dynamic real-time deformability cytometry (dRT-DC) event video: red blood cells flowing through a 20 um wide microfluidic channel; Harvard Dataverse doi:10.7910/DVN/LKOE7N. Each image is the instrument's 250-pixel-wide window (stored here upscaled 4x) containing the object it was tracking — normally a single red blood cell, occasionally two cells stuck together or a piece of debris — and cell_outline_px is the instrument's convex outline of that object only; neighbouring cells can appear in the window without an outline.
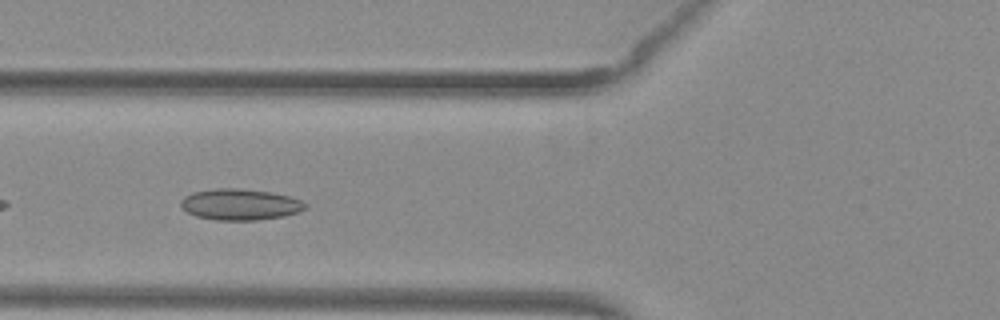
{"species": "common noctule bat (a hibernating species)", "species_latin": "Nyctalus noctula", "temperature_condition": "warm", "stored_images_in_passage": 40, "camera_frame_rate_fps": 3000, "um_per_image_px": 0.085, "animal": {"sex": "female", "body_mass_g": 29.2, "forearm_length_mm": 56.3}, "frame": {"image": 1, "passage_image": 9, "time_ms": 2.667, "image_size_px": [1000, 320], "cell_outline_px": [[308, 204], [300, 212], [284, 216], [256, 220], [216, 220], [196, 216], [180, 208], [180, 200], [184, 196], [192, 192], [216, 188], [236, 188], [272, 192], [304, 200]], "centroid_in_image_um": [20.4, 17.37], "position_along_channel_um": 105.4, "area_um2": 22.83}}
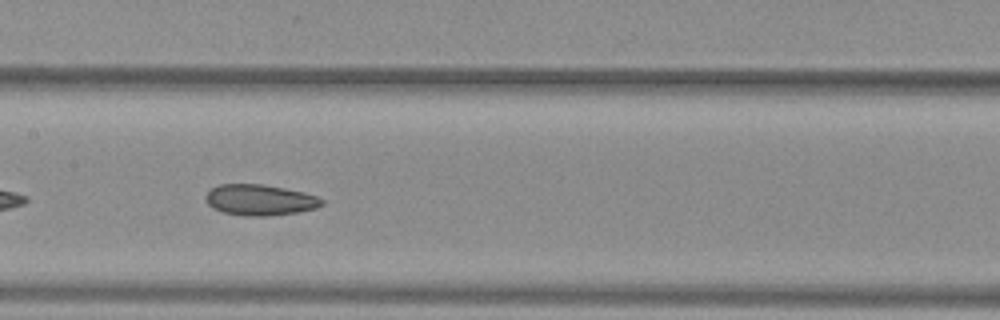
{"frame": {"image": 2, "passage_image": 15, "time_ms": 4.667, "image_size_px": [1000, 320], "cell_outline_px": [[324, 204], [316, 208], [296, 212], [268, 216], [244, 216], [224, 212], [212, 208], [208, 204], [204, 196], [212, 188], [220, 184], [264, 184], [304, 192], [316, 196], [324, 200]], "centroid_in_image_um": [22.09, 16.99], "position_along_channel_um": 185.3, "area_um2": 20.92}}
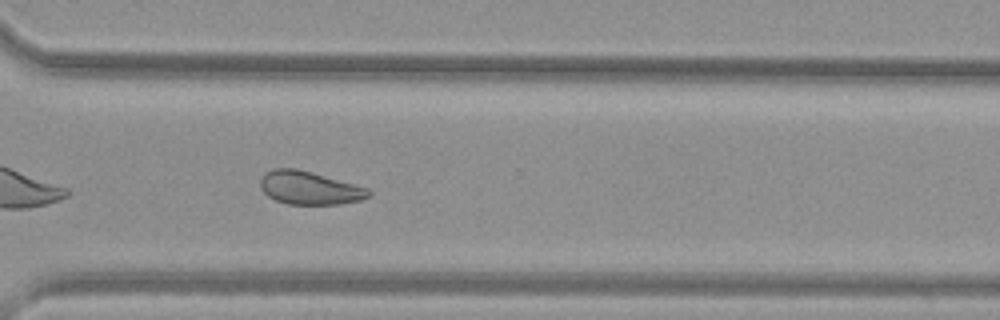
{"frame": {"image": 3, "passage_image": 27, "time_ms": 8.667, "image_size_px": [1000, 320], "cell_outline_px": [[372, 196], [360, 200], [340, 204], [288, 204], [276, 200], [268, 196], [260, 188], [260, 180], [264, 172], [272, 168], [296, 168], [312, 172], [368, 188], [372, 192]], "centroid_in_image_um": [26.3, 15.97], "position_along_channel_um": 344.3, "area_um2": 21.04}, "authors_computed_cell_mechanics": {"area_um2": 21.9062, "velocity_mm_per_s": 3.9858, "shape_relaxation_time_tau1_ms": null, "shape_relaxation_time_tau2_ms": 3.2465, "deformation_change_tau1": null, "deformation_change_tau2": 0.0919}}